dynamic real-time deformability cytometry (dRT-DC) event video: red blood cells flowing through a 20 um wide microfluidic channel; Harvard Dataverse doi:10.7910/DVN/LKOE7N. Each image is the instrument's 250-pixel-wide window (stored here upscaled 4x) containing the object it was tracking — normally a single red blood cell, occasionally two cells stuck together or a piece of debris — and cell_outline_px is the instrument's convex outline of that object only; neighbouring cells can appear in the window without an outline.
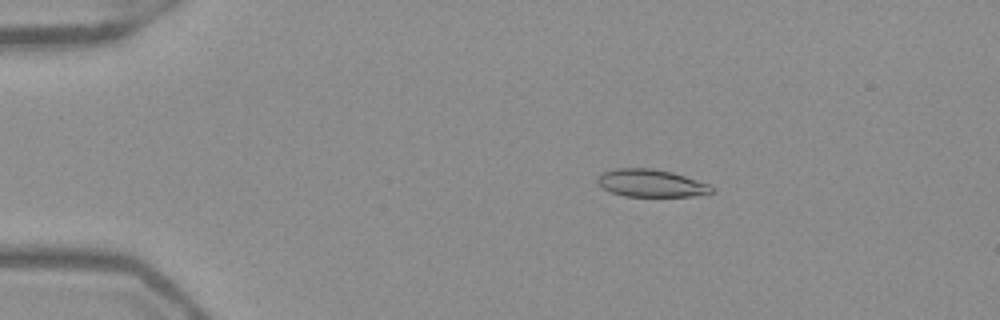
{"species": "Egyptian fruit bat (a non-hibernating species)", "species_latin": "Rousettus aegyptiacus", "temperature_condition": "warm", "stored_images_in_passage": 49, "camera_frame_rate_fps": 3000, "um_per_image_px": 0.085, "frame": {"image": 1, "passage_image": 7, "time_ms": 2.0, "image_size_px": [1000, 320], "cell_outline_px": [[712, 192], [692, 196], [624, 196], [612, 192], [604, 188], [596, 180], [604, 172], [616, 168], [652, 168], [672, 172], [712, 184]], "centroid_in_image_um": [55.38, 15.56], "position_along_channel_um": 29.6, "area_um2": 18.15}}
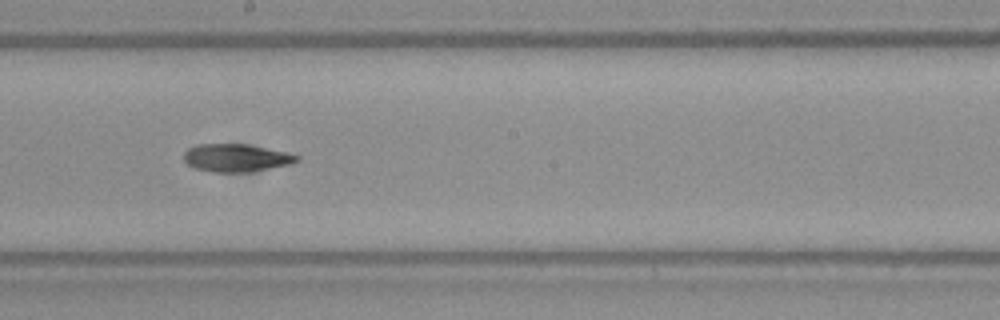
{"frame": {"image": 2, "passage_image": 27, "time_ms": 8.667, "image_size_px": [1000, 320], "cell_outline_px": [[300, 160], [288, 164], [252, 172], [212, 172], [196, 168], [188, 164], [184, 160], [184, 152], [188, 148], [196, 144], [244, 144], [288, 152], [300, 156]], "centroid_in_image_um": [20.07, 13.41], "position_along_channel_um": 228.1, "area_um2": 18.26}}
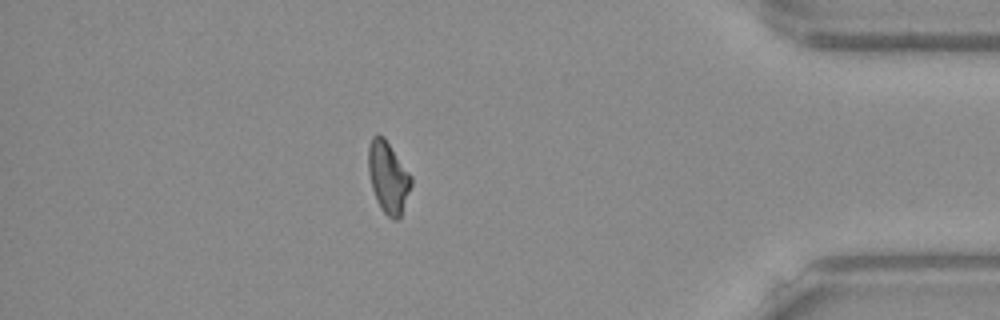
{"frame": {"image": 3, "passage_image": 43, "time_ms": 14.0, "image_size_px": [1000, 320], "cell_outline_px": [[412, 184], [400, 216], [396, 220], [392, 220], [380, 208], [376, 200], [372, 188], [368, 172], [368, 144], [372, 136], [376, 132], [384, 136], [412, 176]], "centroid_in_image_um": [32.97, 15.02], "position_along_channel_um": 402.2, "area_um2": 18.03}, "authors_computed_cell_mechanics": {"area_um2": 18.3226, "velocity_mm_per_s": 3.951, "shape_relaxation_time_tau1_ms": null, "shape_relaxation_time_tau2_ms": 6.2448, "deformation_change_tau1": null, "deformation_change_tau2": 0.1635}}